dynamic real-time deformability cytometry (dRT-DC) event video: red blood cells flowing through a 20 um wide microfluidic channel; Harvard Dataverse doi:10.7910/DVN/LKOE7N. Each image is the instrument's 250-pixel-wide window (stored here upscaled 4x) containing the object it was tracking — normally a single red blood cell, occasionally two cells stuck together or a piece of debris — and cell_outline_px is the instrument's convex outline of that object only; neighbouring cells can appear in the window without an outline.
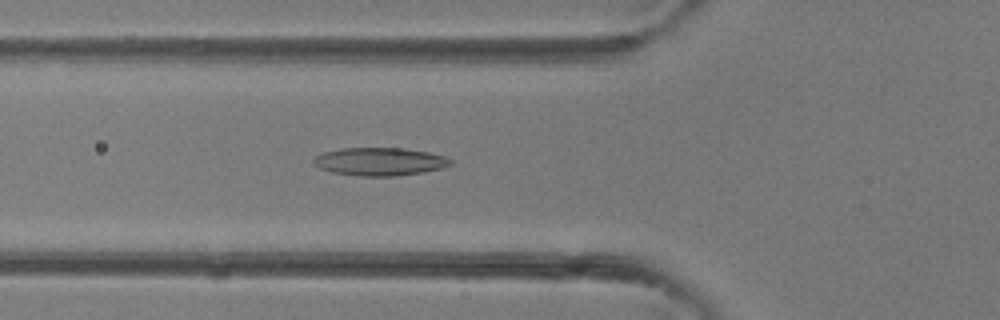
{"species": "common noctule bat (a hibernating species)", "species_latin": "Nyctalus noctula", "temperature_condition": "room temperature", "stored_images_in_passage": 38, "camera_frame_rate_fps": 3000, "um_per_image_px": 0.085, "animal": {"sex": "female"}, "frame": {"image": 1, "passage_image": 13, "time_ms": 4.0, "image_size_px": [1000, 320], "cell_outline_px": [[452, 164], [444, 168], [424, 172], [396, 176], [360, 176], [332, 172], [320, 168], [312, 164], [312, 160], [316, 156], [324, 152], [340, 148], [404, 148], [428, 152], [444, 156], [452, 160]], "centroid_in_image_um": [32.28, 13.73], "position_along_channel_um": 93.5, "area_um2": 22.48}}
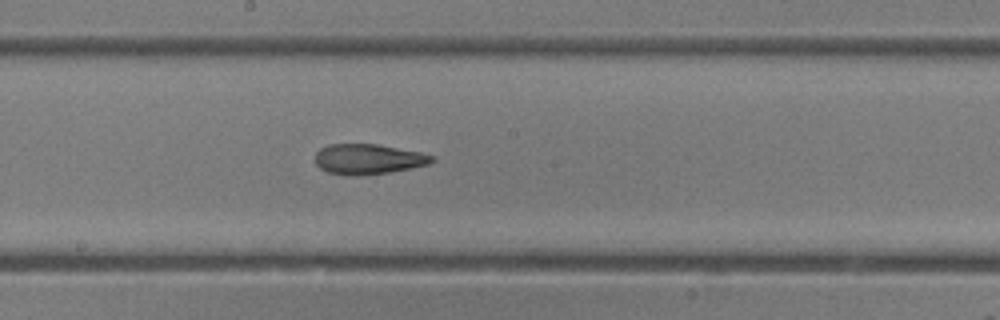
{"frame": {"image": 2, "passage_image": 20, "time_ms": 6.333, "image_size_px": [1000, 320], "cell_outline_px": [[436, 160], [428, 164], [412, 168], [388, 172], [352, 176], [348, 176], [328, 172], [320, 168], [316, 164], [316, 152], [320, 148], [328, 144], [376, 144], [420, 152], [436, 156]], "centroid_in_image_um": [31.31, 13.52], "position_along_channel_um": 216.9, "area_um2": 20.58}}
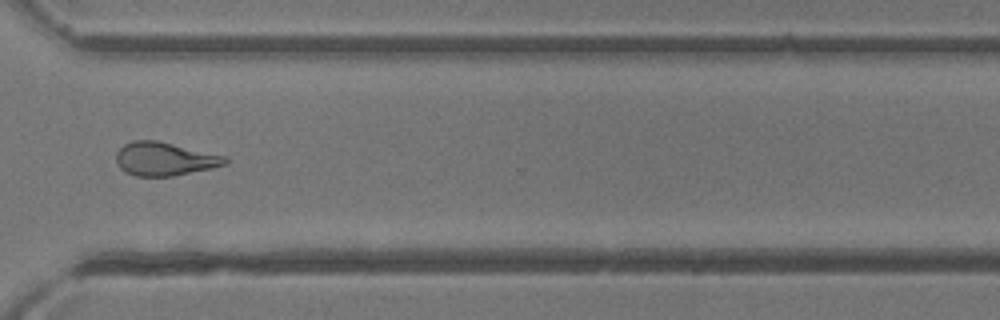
{"frame": {"image": 3, "passage_image": 28, "time_ms": 9.0, "image_size_px": [1000, 320], "cell_outline_px": [[228, 164], [212, 168], [172, 176], [136, 176], [124, 172], [116, 164], [116, 152], [124, 144], [132, 140], [156, 140], [224, 156], [228, 160]], "centroid_in_image_um": [13.94, 13.51], "position_along_channel_um": 356.7, "area_um2": 21.15}}